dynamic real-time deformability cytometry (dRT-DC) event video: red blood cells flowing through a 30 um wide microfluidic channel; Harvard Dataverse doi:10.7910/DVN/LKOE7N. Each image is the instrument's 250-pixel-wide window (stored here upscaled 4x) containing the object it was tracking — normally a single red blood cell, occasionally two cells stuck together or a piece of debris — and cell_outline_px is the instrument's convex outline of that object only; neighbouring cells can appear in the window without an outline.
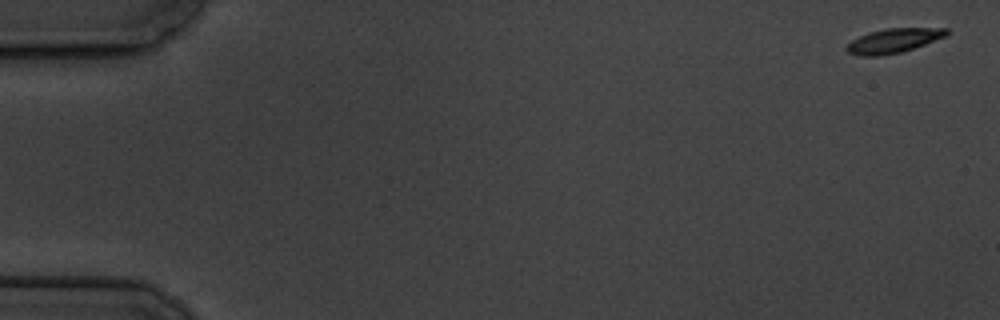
{"species": "common noctule bat (a hibernating species)", "species_latin": "Nyctalus noctula", "temperature_condition": "cold", "stored_images_in_passage": 7, "camera_frame_rate_fps": 3000, "um_per_image_px": 0.085, "animal": {"sex": "male", "body_mass_g": 19.5, "forearm_length_mm": 54.6}, "frame": {"image": 1, "passage_image": 1, "time_ms": 0.0, "image_size_px": [1000, 320], "cell_outline_px": [[948, 36], [900, 52], [880, 56], [860, 56], [848, 52], [844, 48], [852, 40], [868, 32], [884, 28], [948, 28]], "centroid_in_image_um": [75.94, 3.45], "position_along_channel_um": 9.1, "area_um2": 14.16}}
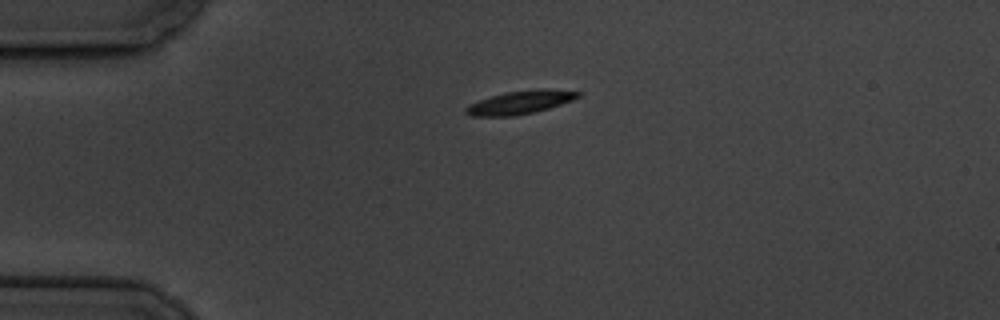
{"frame": {"image": 2, "passage_image": 5, "time_ms": 4.333, "image_size_px": [1000, 320], "cell_outline_px": [[580, 96], [572, 100], [548, 108], [532, 112], [512, 116], [472, 116], [464, 112], [464, 108], [468, 104], [504, 92], [536, 88], [544, 88], [580, 92]], "centroid_in_image_um": [44.18, 8.69], "position_along_channel_um": 40.8, "area_um2": 15.14}}
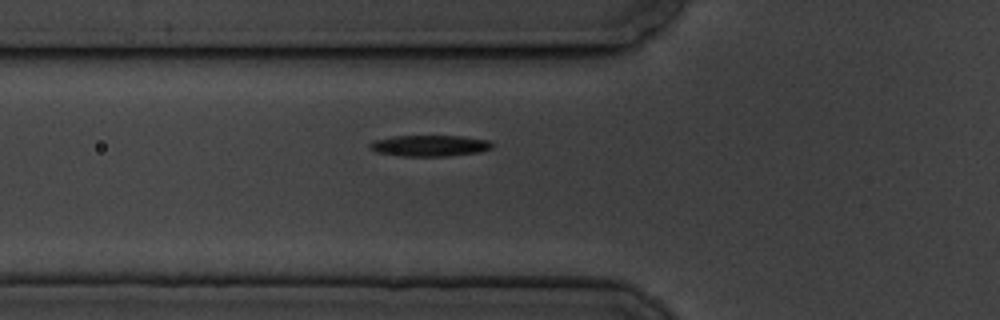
{"frame": {"image": 3, "passage_image": 7, "time_ms": 6.667, "image_size_px": [1000, 320], "cell_outline_px": [[492, 148], [480, 152], [448, 156], [400, 156], [376, 152], [368, 148], [368, 144], [372, 140], [392, 136], [460, 136], [488, 140], [492, 144]], "centroid_in_image_um": [36.46, 12.38], "position_along_channel_um": 89.3, "area_um2": 15.2}}